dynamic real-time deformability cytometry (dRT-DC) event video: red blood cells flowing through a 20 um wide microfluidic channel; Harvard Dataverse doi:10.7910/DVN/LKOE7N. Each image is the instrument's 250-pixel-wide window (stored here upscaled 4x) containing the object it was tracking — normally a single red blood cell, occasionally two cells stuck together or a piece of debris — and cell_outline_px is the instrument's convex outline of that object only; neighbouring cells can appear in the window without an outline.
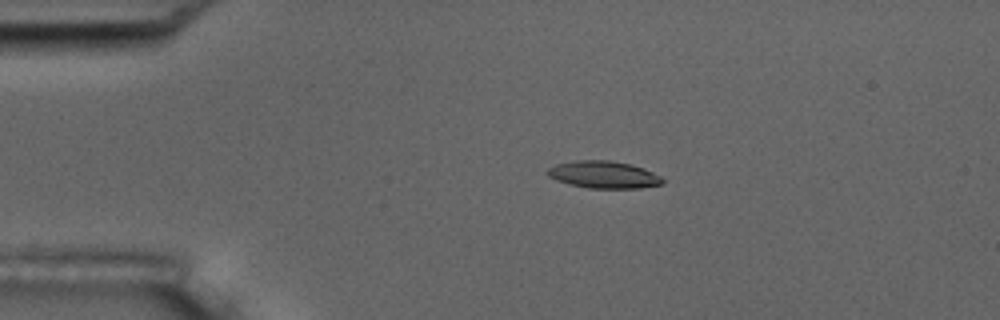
{"species": "common noctule bat (a hibernating species)", "species_latin": "Nyctalus noctula", "temperature_condition": "room temperature", "stored_images_in_passage": 6, "camera_frame_rate_fps": 3000, "um_per_image_px": 0.085, "animal": {"sex": "male", "body_mass_g": 17.5, "forearm_length_mm": 52.3}, "frame": {"image": 1, "passage_image": 4, "time_ms": 3.667, "image_size_px": [1000, 320], "cell_outline_px": [[664, 184], [640, 188], [588, 188], [568, 184], [556, 180], [548, 176], [544, 172], [548, 168], [556, 164], [576, 160], [608, 160], [632, 164], [644, 168], [660, 176], [664, 180]], "centroid_in_image_um": [51.3, 14.84], "position_along_channel_um": 33.7, "area_um2": 18.44}}
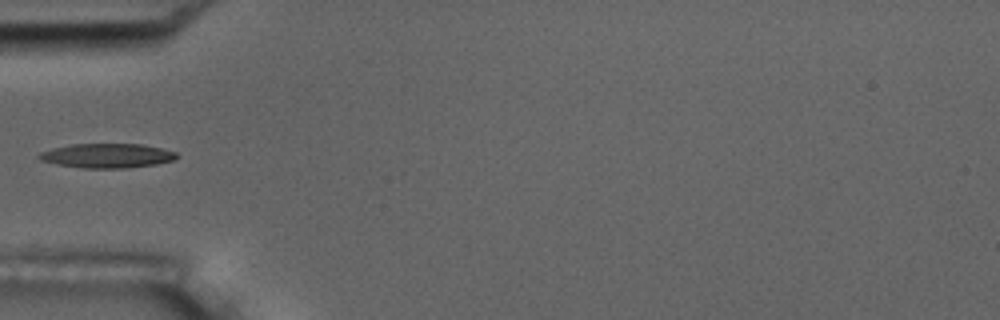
{"frame": {"image": 2, "passage_image": 6, "time_ms": 6.0, "image_size_px": [1000, 320], "cell_outline_px": [[176, 156], [172, 160], [156, 164], [124, 168], [84, 168], [56, 164], [40, 160], [36, 156], [40, 152], [52, 148], [72, 144], [144, 144], [176, 152]], "centroid_in_image_um": [9.05, 13.23], "position_along_channel_um": 76.0, "area_um2": 19.42}}